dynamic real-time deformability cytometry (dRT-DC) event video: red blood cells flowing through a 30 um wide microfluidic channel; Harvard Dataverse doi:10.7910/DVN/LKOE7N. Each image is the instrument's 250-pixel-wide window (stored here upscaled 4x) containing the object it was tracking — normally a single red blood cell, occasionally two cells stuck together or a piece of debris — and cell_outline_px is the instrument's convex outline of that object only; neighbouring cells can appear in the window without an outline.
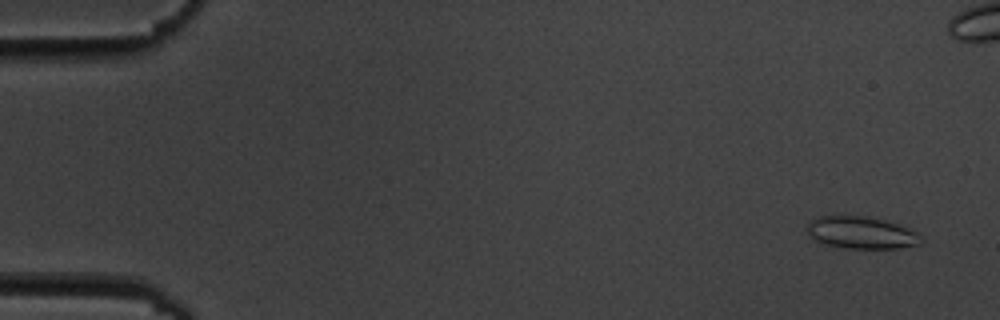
{"species": "common noctule bat (a hibernating species)", "species_latin": "Nyctalus noctula", "temperature_condition": "cold", "stored_images_in_passage": 14, "segment_of_instrument_passage": [1, 2], "camera_frame_rate_fps": 3000, "um_per_image_px": 0.085, "animal": {"sex": "male", "body_mass_g": 19.5, "forearm_length_mm": 54.6}, "frame": {"image": 1, "passage_image": 1, "time_ms": 0.0, "image_size_px": [1000, 320], "cell_outline_px": [[920, 244], [900, 248], [844, 248], [824, 244], [816, 240], [804, 228], [812, 220], [820, 216], [868, 216], [900, 224], [916, 232], [920, 236]], "centroid_in_image_um": [73.21, 19.77], "position_along_channel_um": 11.8, "area_um2": 21.27}}
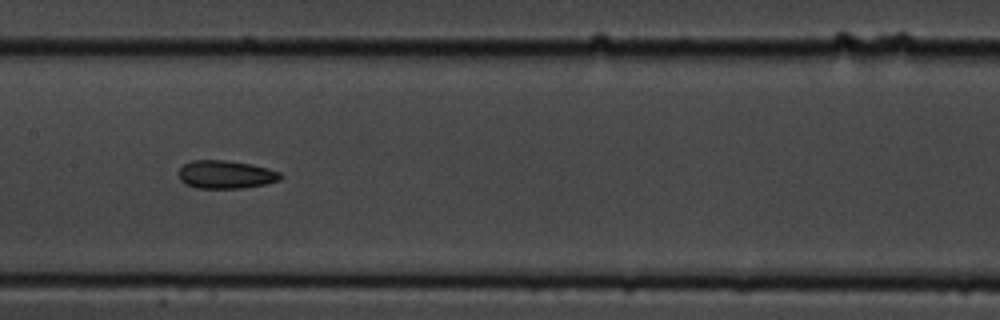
{"frame": {"image": 2, "passage_image": 8, "time_ms": 8.667, "image_size_px": [1000, 320], "cell_outline_px": [[284, 176], [280, 180], [264, 184], [244, 188], [196, 188], [184, 184], [180, 180], [180, 168], [184, 164], [192, 160], [224, 160], [252, 164], [268, 168], [280, 172]], "centroid_in_image_um": [19.21, 14.83], "position_along_channel_um": 188.2, "area_um2": 16.76}}
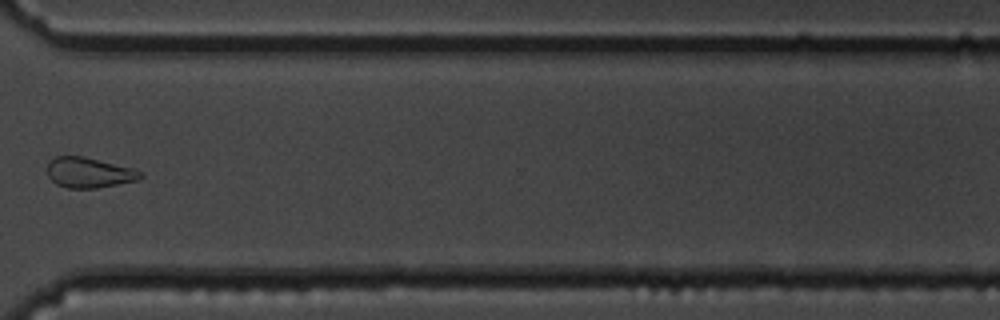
{"frame": {"image": 3, "passage_image": 12, "time_ms": 13.667, "image_size_px": [1000, 320], "cell_outline_px": [[144, 176], [136, 180], [96, 188], [68, 188], [56, 184], [48, 176], [48, 160], [56, 156], [84, 156], [132, 168], [140, 172]], "centroid_in_image_um": [7.52, 14.66], "position_along_channel_um": 363.1, "area_um2": 16.3}}